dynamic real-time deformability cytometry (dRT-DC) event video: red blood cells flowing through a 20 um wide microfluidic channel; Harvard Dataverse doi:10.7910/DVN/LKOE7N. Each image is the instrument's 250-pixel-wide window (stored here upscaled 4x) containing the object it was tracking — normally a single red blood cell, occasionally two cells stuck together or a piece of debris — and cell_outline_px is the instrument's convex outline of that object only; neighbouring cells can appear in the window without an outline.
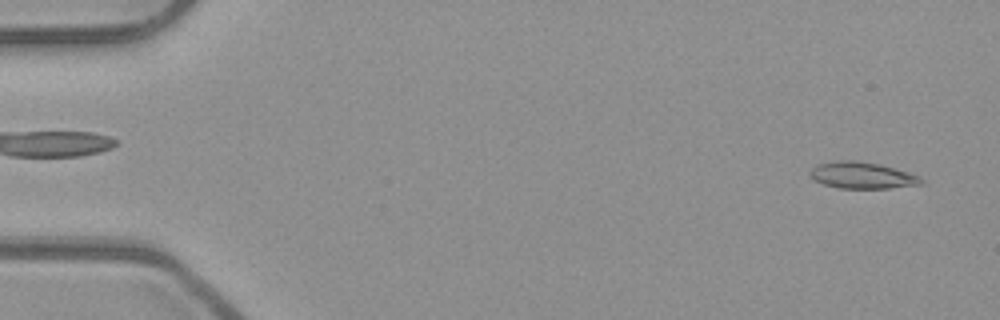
{"species": "common noctule bat (a hibernating species)", "species_latin": "Nyctalus noctula", "temperature_condition": "room temperature", "stored_images_in_passage": 52, "camera_frame_rate_fps": 3000, "um_per_image_px": 0.085, "animal": {"sex": "male", "body_mass_g": 23.1, "forearm_length_mm": 52.7}, "frame": {"image": 1, "passage_image": 2, "time_ms": 0.333, "image_size_px": [1000, 320], "cell_outline_px": [[924, 184], [888, 188], [840, 188], [824, 184], [812, 180], [808, 172], [816, 164], [836, 160], [856, 160], [880, 164], [908, 172], [920, 176], [924, 180]], "centroid_in_image_um": [73.26, 14.89], "position_along_channel_um": 11.7, "area_um2": 17.4}}
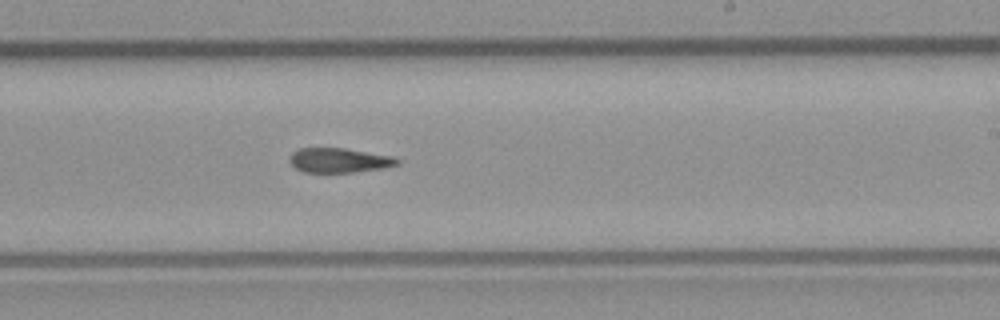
{"frame": {"image": 2, "passage_image": 31, "time_ms": 10.0, "image_size_px": [1000, 320], "cell_outline_px": [[400, 164], [384, 168], [352, 172], [304, 172], [296, 168], [288, 160], [288, 156], [292, 152], [300, 148], [344, 148], [392, 156], [400, 160]], "centroid_in_image_um": [28.81, 13.62], "position_along_channel_um": 260.2, "area_um2": 15.43}}
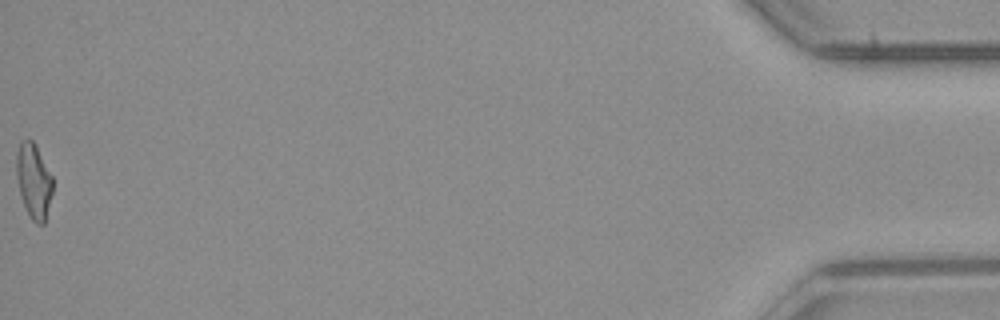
{"frame": {"image": 3, "passage_image": 52, "time_ms": 17.0, "image_size_px": [1000, 320], "cell_outline_px": [[52, 192], [44, 224], [36, 224], [32, 220], [20, 196], [16, 176], [16, 152], [20, 140], [32, 140], [52, 176]], "centroid_in_image_um": [2.84, 15.38], "position_along_channel_um": 432.4, "area_um2": 15.61}, "authors_computed_cell_mechanics": {"area_um2": 16.3863, "velocity_mm_per_s": 3.9534, "shape_relaxation_time_tau1_ms": null, "shape_relaxation_time_tau2_ms": 4.7109, "deformation_change_tau1": null, "deformation_change_tau2": 0.1526}}